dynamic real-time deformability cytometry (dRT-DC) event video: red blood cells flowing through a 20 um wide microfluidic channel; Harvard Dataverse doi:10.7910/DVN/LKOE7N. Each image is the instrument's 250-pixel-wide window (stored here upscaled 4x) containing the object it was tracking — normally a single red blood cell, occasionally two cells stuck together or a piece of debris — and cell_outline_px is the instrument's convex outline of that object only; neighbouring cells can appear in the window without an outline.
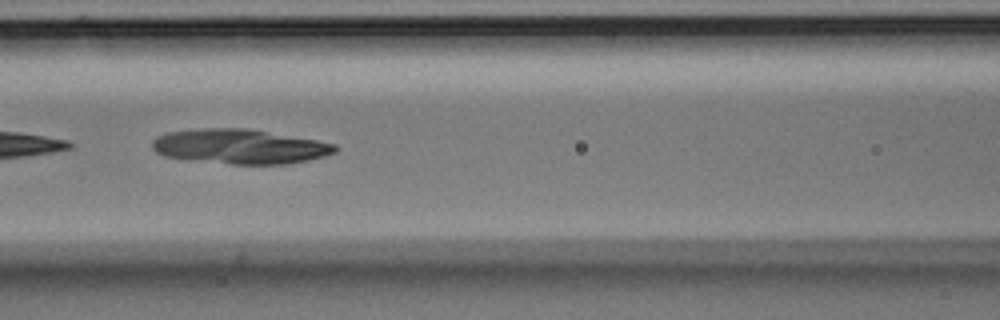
{"species": "Egyptian fruit bat (a non-hibernating species)", "species_latin": "Rousettus aegyptiacus", "temperature_condition": "room temperature", "stored_images_in_passage": 10, "camera_frame_rate_fps": 3000, "um_per_image_px": 0.085, "animal": {"sex": "male"}, "frame": {"image": 1, "passage_image": 7, "time_ms": 2.0, "image_size_px": [1000, 320], "cell_outline_px": [[340, 148], [336, 152], [324, 156], [308, 160], [284, 164], [232, 164], [164, 156], [156, 152], [152, 148], [152, 140], [156, 136], [168, 132], [204, 128], [244, 128], [316, 140], [336, 144]], "centroid_in_image_um": [20.39, 12.45], "position_along_channel_um": 146.2, "area_um2": 36.65}}
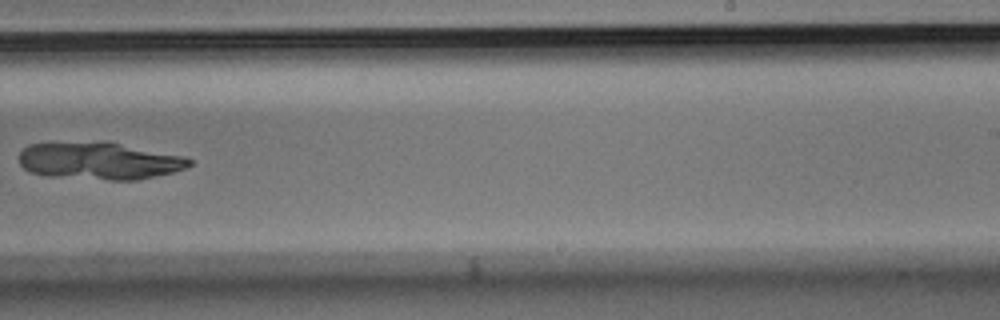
{"frame": {"image": 2, "passage_image": 10, "time_ms": 3.0, "image_size_px": [1000, 320], "cell_outline_px": [[192, 164], [184, 168], [172, 172], [136, 180], [108, 180], [44, 176], [28, 172], [20, 164], [16, 156], [28, 144], [120, 144], [184, 156], [192, 160]], "centroid_in_image_um": [8.39, 13.72], "position_along_channel_um": 280.6, "area_um2": 36.07}}